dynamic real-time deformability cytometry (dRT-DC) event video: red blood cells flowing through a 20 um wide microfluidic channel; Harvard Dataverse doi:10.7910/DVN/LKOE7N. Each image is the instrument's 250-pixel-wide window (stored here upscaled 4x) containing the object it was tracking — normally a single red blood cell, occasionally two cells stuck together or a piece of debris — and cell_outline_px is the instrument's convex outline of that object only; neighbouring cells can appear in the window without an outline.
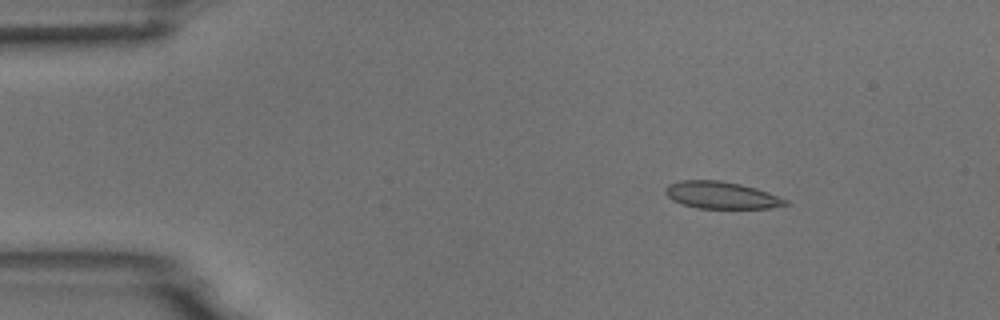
{"species": "common noctule bat (a hibernating species)", "species_latin": "Nyctalus noctula", "temperature_condition": "room temperature", "stored_images_in_passage": 5, "camera_frame_rate_fps": 3000, "um_per_image_px": 0.085, "animal": {"sex": "male", "body_mass_g": 18.8}, "frame": {"image": 1, "passage_image": 2, "time_ms": 2.0, "image_size_px": [1000, 320], "cell_outline_px": [[792, 204], [772, 208], [696, 208], [672, 200], [664, 192], [664, 188], [668, 184], [680, 180], [720, 180], [740, 184], [756, 188], [768, 192], [788, 200]], "centroid_in_image_um": [61.33, 16.59], "position_along_channel_um": 23.7, "area_um2": 19.07}}
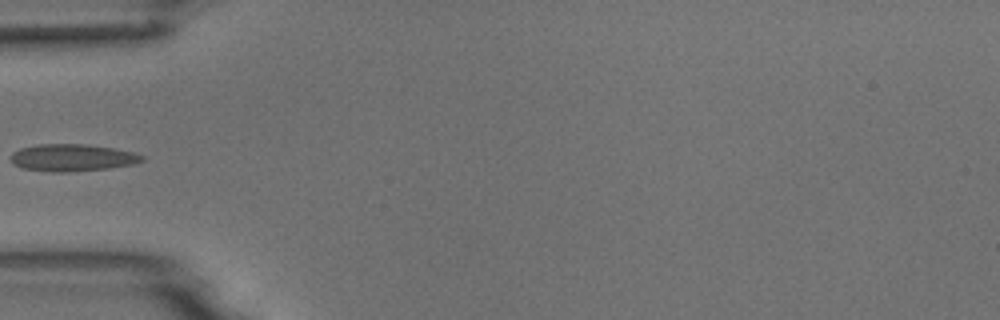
{"frame": {"image": 2, "passage_image": 5, "time_ms": 5.333, "image_size_px": [1000, 320], "cell_outline_px": [[144, 160], [132, 164], [108, 168], [68, 172], [52, 172], [20, 168], [12, 164], [12, 152], [20, 148], [40, 144], [88, 144], [112, 148], [132, 152], [144, 156]], "centroid_in_image_um": [6.11, 13.4], "position_along_channel_um": 78.9, "area_um2": 20.69}}